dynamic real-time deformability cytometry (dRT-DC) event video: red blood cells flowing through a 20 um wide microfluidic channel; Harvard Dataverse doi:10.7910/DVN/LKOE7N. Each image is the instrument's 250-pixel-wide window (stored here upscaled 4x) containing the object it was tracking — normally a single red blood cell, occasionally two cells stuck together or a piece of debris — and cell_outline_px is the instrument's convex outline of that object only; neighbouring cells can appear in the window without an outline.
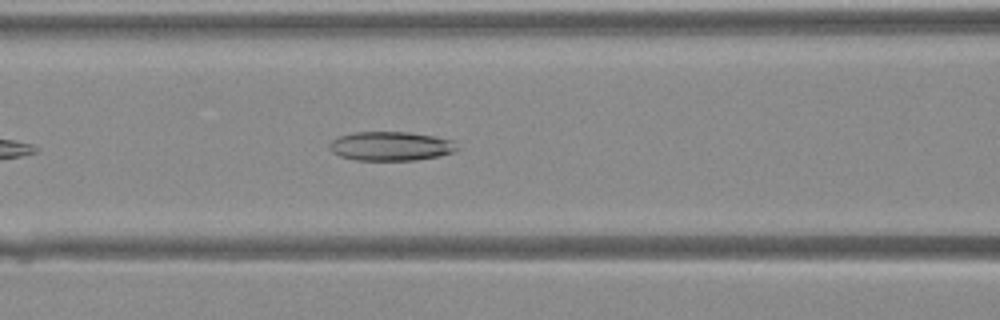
{"species": "Egyptian fruit bat (a non-hibernating species)", "species_latin": "Rousettus aegyptiacus", "temperature_condition": "warm", "stored_images_in_passage": 31, "camera_frame_rate_fps": 3000, "um_per_image_px": 0.085, "animal": {"sex": "female"}, "frame": {"image": 1, "passage_image": 7, "time_ms": 2.0, "image_size_px": [1000, 320], "cell_outline_px": [[460, 148], [452, 152], [440, 156], [416, 160], [356, 160], [340, 156], [332, 152], [328, 144], [332, 140], [340, 136], [352, 132], [408, 132], [456, 140]], "centroid_in_image_um": [33.25, 12.42], "position_along_channel_um": 133.3, "area_um2": 21.79}}
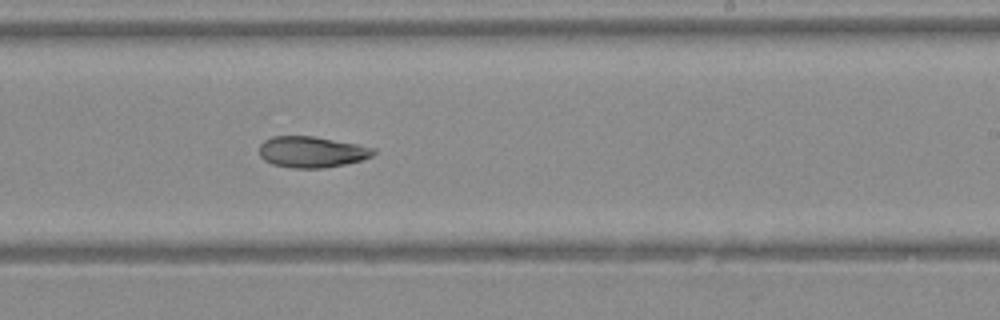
{"frame": {"image": 2, "passage_image": 15, "time_ms": 4.667, "image_size_px": [1000, 320], "cell_outline_px": [[376, 152], [372, 156], [360, 160], [344, 164], [324, 168], [292, 168], [272, 164], [264, 160], [260, 156], [260, 144], [264, 140], [272, 136], [312, 136], [356, 144], [376, 148]], "centroid_in_image_um": [26.48, 12.91], "position_along_channel_um": 262.5, "area_um2": 20.63}}
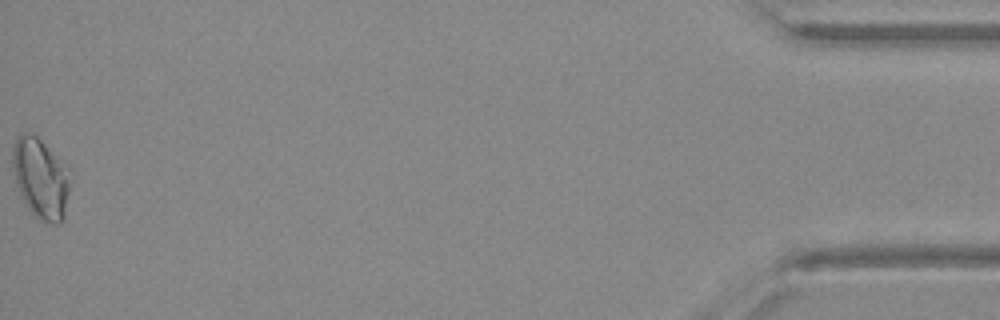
{"frame": {"image": 3, "passage_image": 31, "time_ms": 10.0, "image_size_px": [1000, 320], "cell_outline_px": [[72, 180], [64, 220], [60, 224], [52, 224], [40, 220], [28, 208], [16, 184], [12, 168], [12, 152], [16, 140], [24, 132], [36, 136], [68, 164]], "centroid_in_image_um": [3.53, 15.18], "position_along_channel_um": 431.7, "area_um2": 27.46}}